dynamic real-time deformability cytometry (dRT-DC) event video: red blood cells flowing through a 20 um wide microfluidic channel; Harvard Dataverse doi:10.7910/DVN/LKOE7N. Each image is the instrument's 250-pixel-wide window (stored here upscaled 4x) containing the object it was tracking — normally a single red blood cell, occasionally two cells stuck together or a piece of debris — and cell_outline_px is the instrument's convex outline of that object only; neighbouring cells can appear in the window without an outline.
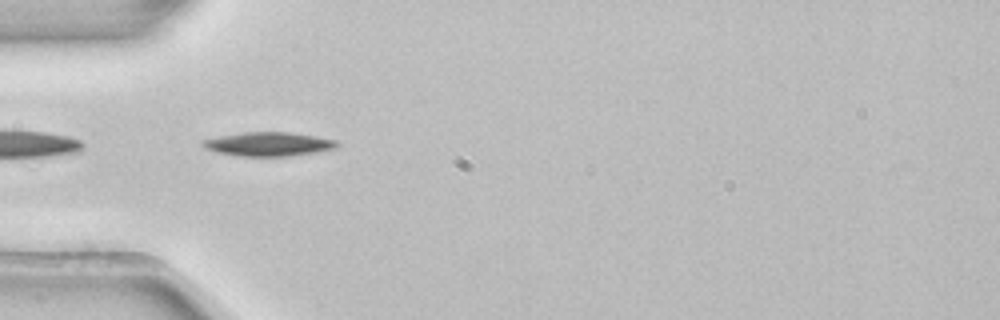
{"species": "common noctule bat (a hibernating species)", "species_latin": "Nyctalus noctula", "temperature_condition": "room temperature", "stored_images_in_passage": 38, "camera_frame_rate_fps": 3000, "um_per_image_px": 0.085, "animal": {"sex": "female", "body_mass_g": 22.7, "forearm_length_mm": 54.2}, "frame": {"image": 1, "passage_image": 1, "time_ms": 0.0, "image_size_px": [1000, 320], "cell_outline_px": [[340, 144], [336, 148], [316, 152], [292, 156], [240, 156], [216, 152], [204, 148], [200, 144], [200, 140], [220, 136], [244, 132], [288, 132], [316, 136], [336, 140]], "centroid_in_image_um": [22.81, 12.25], "position_along_channel_um": 62.2, "area_um2": 18.84}}
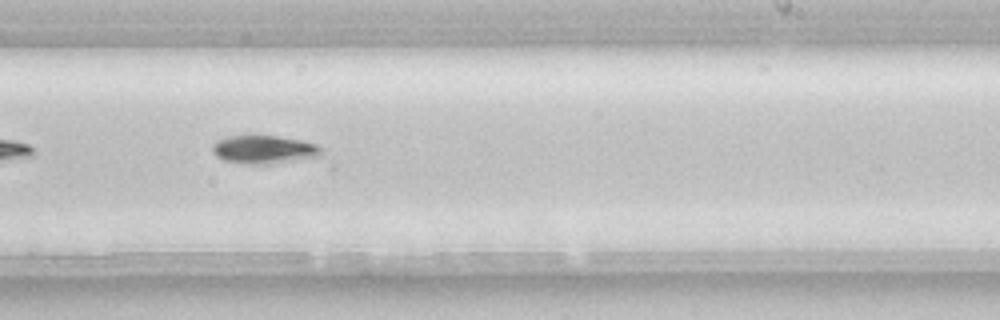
{"frame": {"image": 2, "passage_image": 17, "time_ms": 5.333, "image_size_px": [1000, 320], "cell_outline_px": [[332, 168], [328, 168], [248, 164], [224, 160], [216, 156], [212, 152], [212, 144], [216, 140], [228, 136], [276, 136], [300, 140], [316, 144], [320, 148], [332, 164]], "centroid_in_image_um": [22.99, 12.88], "position_along_channel_um": 266.0, "area_um2": 21.15}}